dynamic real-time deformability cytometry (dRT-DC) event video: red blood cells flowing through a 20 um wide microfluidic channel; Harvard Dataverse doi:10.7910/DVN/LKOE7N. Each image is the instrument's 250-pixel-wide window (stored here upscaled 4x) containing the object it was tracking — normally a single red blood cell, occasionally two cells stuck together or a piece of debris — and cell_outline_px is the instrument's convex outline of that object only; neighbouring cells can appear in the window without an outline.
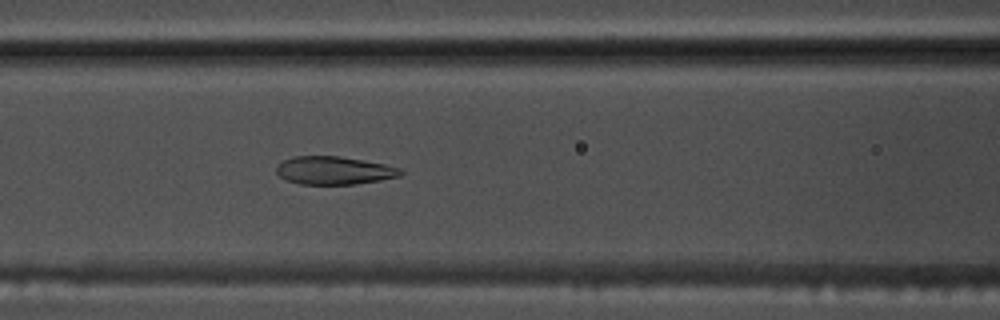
{"species": "common noctule bat (a hibernating species)", "species_latin": "Nyctalus noctula", "temperature_condition": "warm", "stored_images_in_passage": 55, "camera_frame_rate_fps": 3000, "um_per_image_px": 0.085, "animal": {"sex": "male", "body_mass_g": 17.5, "forearm_length_mm": 52.3}, "frame": {"image": 1, "passage_image": 23, "time_ms": 7.333, "image_size_px": [1000, 320], "cell_outline_px": [[404, 172], [400, 176], [380, 180], [352, 184], [300, 184], [288, 180], [280, 176], [276, 172], [276, 164], [292, 156], [340, 156], [384, 164], [400, 168]], "centroid_in_image_um": [28.38, 14.48], "position_along_channel_um": 138.2, "area_um2": 20.23}}
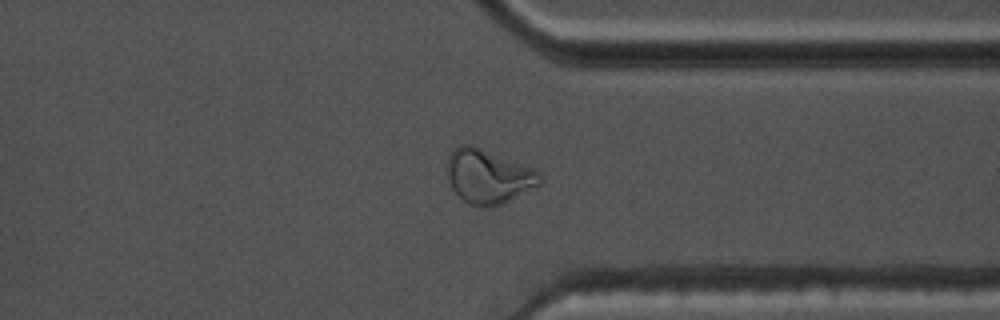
{"frame": {"image": 2, "passage_image": 42, "time_ms": 13.667, "image_size_px": [1000, 320], "cell_outline_px": [[544, 180], [540, 184], [500, 204], [468, 204], [452, 188], [448, 180], [448, 156], [452, 148], [460, 144], [472, 144], [532, 168], [540, 172]], "centroid_in_image_um": [41.49, 14.93], "position_along_channel_um": 369.9, "area_um2": 28.61}}
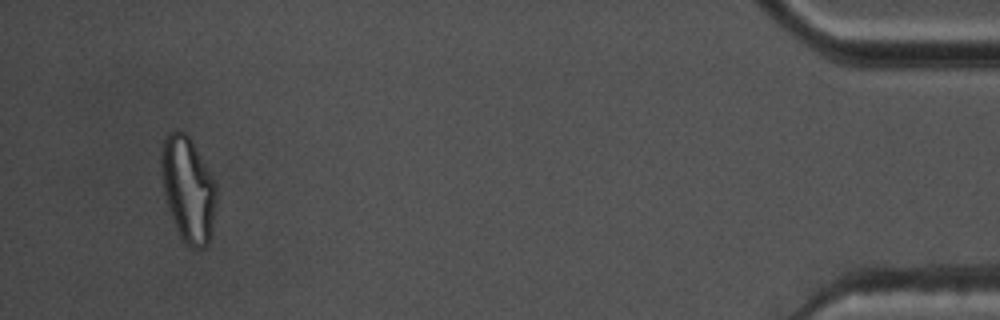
{"frame": {"image": 3, "passage_image": 52, "time_ms": 17.0, "image_size_px": [1000, 320], "cell_outline_px": [[216, 204], [212, 228], [208, 244], [204, 248], [192, 248], [180, 236], [176, 228], [168, 208], [164, 192], [160, 168], [160, 148], [164, 136], [168, 132], [176, 128], [184, 132], [192, 140], [216, 184]], "centroid_in_image_um": [15.96, 16.02], "position_along_channel_um": 419.2, "area_um2": 33.99}, "authors_computed_cell_mechanics": {"area_um2": 23.5246, "velocity_mm_per_s": 3.6794, "shape_relaxation_time_tau1_ms": null, "shape_relaxation_time_tau2_ms": 1.0593, "deformation_change_tau1": null, "deformation_change_tau2": 0.0768}}